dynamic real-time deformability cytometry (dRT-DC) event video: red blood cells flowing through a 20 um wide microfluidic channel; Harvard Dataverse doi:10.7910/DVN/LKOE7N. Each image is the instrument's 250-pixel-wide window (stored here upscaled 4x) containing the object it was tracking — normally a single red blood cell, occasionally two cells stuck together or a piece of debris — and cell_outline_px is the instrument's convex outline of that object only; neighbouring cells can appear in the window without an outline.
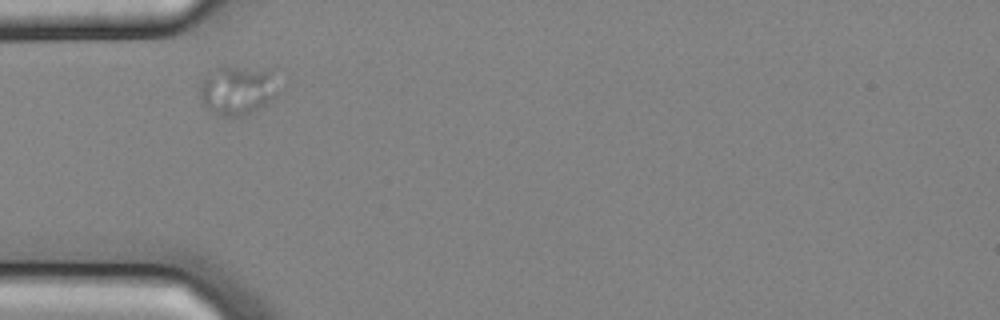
{"species": "common noctule bat (a hibernating species)", "species_latin": "Nyctalus noctula", "temperature_condition": "cold", "stored_images_in_passage": 5, "camera_frame_rate_fps": 3000, "um_per_image_px": 0.085, "animal": {"sex": "male", "body_mass_g": 20.4}, "frame": {"image": 1, "passage_image": 1, "time_ms": 0.0, "image_size_px": [1000, 320], "cell_outline_px": [[276, 96], [272, 100], [260, 108], [240, 116], [220, 116], [204, 104], [200, 92], [200, 88], [204, 76], [208, 68], [220, 64], [224, 64], [272, 68], [276, 92]], "centroid_in_image_um": [20.17, 7.56], "position_along_channel_um": 64.8, "area_um2": 23.12}}
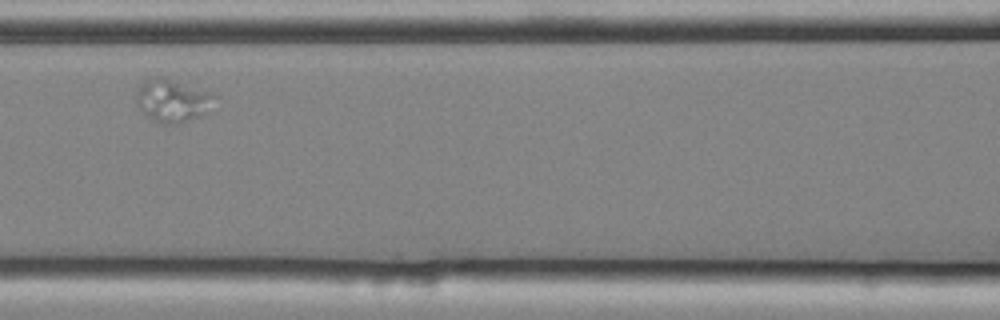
{"frame": {"image": 2, "passage_image": 3, "time_ms": 0.667, "image_size_px": [1000, 320], "cell_outline_px": [[212, 96], [204, 112], [200, 116], [180, 124], [160, 124], [152, 120], [140, 108], [136, 100], [136, 92], [148, 68], [160, 68], [208, 92]], "centroid_in_image_um": [14.48, 8.32], "position_along_channel_um": 152.1, "area_um2": 21.21}}
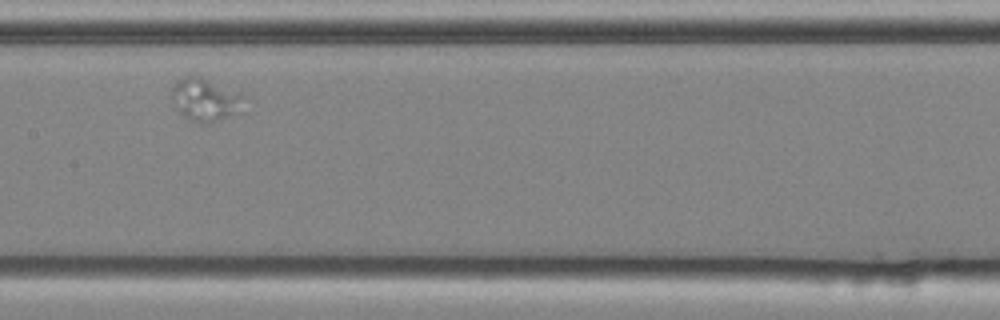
{"frame": {"image": 3, "passage_image": 4, "time_ms": 1.0, "image_size_px": [1000, 320], "cell_outline_px": [[244, 96], [232, 112], [208, 124], [204, 124], [188, 120], [172, 96], [172, 88], [176, 76], [188, 68], [200, 72]], "centroid_in_image_um": [17.29, 8.25], "position_along_channel_um": 190.1, "area_um2": 18.26}}